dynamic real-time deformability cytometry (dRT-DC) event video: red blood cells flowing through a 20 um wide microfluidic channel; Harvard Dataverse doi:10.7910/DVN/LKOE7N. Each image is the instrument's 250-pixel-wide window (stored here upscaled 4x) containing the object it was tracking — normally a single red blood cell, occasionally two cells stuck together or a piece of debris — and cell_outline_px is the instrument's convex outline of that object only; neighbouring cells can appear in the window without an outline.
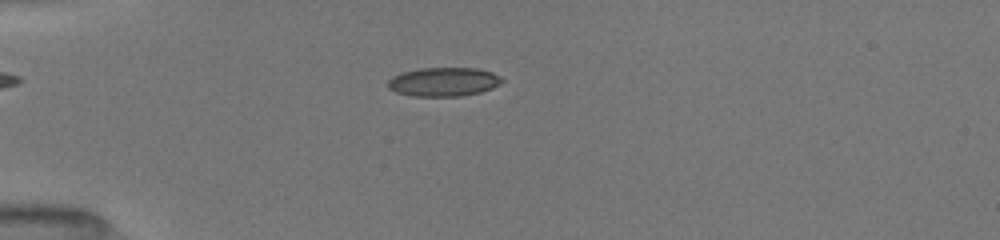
{"species": "common noctule bat (a hibernating species)", "species_latin": "Nyctalus noctula", "temperature_condition": "room temperature", "stored_images_in_passage": 45, "camera_frame_rate_fps": 3000, "um_per_image_px": 0.085, "animal": {"sex": "female", "body_mass_g": 19.5, "forearm_length_mm": 54.1}, "frame": {"image": 1, "passage_image": 8, "time_ms": 2.333, "image_size_px": [1000, 240], "cell_outline_px": [[504, 80], [500, 84], [492, 88], [480, 92], [460, 96], [412, 96], [396, 92], [388, 88], [388, 80], [392, 76], [404, 72], [420, 68], [480, 68], [492, 72], [500, 76]], "centroid_in_image_um": [37.72, 6.95], "position_along_channel_um": 47.3, "area_um2": 19.25}}
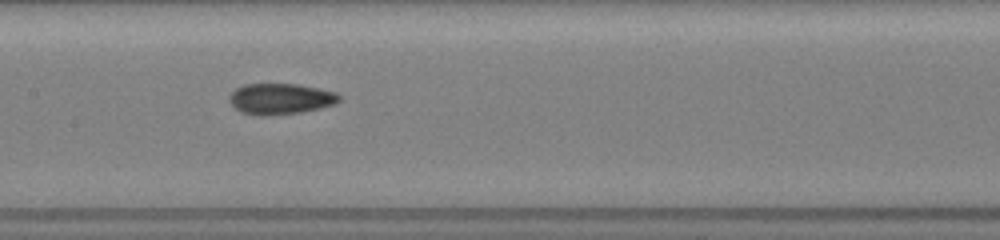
{"frame": {"image": 2, "passage_image": 20, "time_ms": 6.333, "image_size_px": [1000, 240], "cell_outline_px": [[340, 100], [336, 104], [320, 108], [300, 112], [264, 116], [260, 116], [240, 112], [228, 100], [228, 96], [236, 88], [244, 84], [296, 84], [320, 88], [336, 92], [340, 96]], "centroid_in_image_um": [23.84, 8.4], "position_along_channel_um": 183.6, "area_um2": 19.88}}
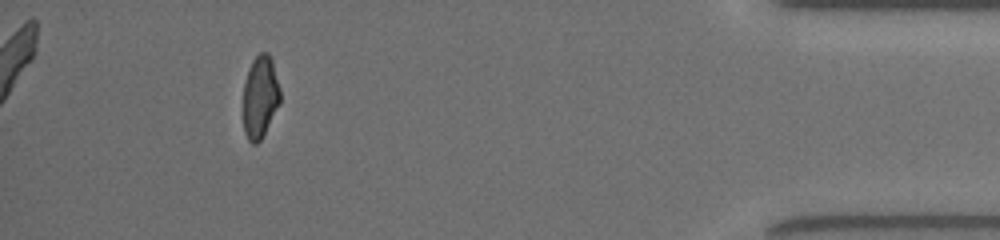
{"frame": {"image": 3, "passage_image": 41, "time_ms": 13.333, "image_size_px": [1000, 240], "cell_outline_px": [[280, 104], [260, 140], [256, 144], [252, 144], [248, 140], [244, 132], [244, 84], [252, 60], [260, 52], [268, 52], [272, 60], [280, 88]], "centroid_in_image_um": [22.12, 8.23], "position_along_channel_um": 413.1, "area_um2": 17.63}, "authors_computed_cell_mechanics": {"area_um2": 18.9006, "velocity_mm_per_s": 4.0279, "shape_relaxation_time_tau1_ms": null, "shape_relaxation_time_tau2_ms": 2.4268, "deformation_change_tau1": null, "deformation_change_tau2": 0.0834}}